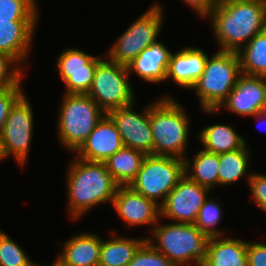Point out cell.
Segmentation results:
<instances>
[{"instance_id": "484cf974", "label": "cell", "mask_w": 266, "mask_h": 266, "mask_svg": "<svg viewBox=\"0 0 266 266\" xmlns=\"http://www.w3.org/2000/svg\"><path fill=\"white\" fill-rule=\"evenodd\" d=\"M146 156L141 151L123 146L110 156L105 164L119 186H129L136 178Z\"/></svg>"}, {"instance_id": "7402d4cb", "label": "cell", "mask_w": 266, "mask_h": 266, "mask_svg": "<svg viewBox=\"0 0 266 266\" xmlns=\"http://www.w3.org/2000/svg\"><path fill=\"white\" fill-rule=\"evenodd\" d=\"M109 237L102 238L98 266H128L146 237L122 236L111 230Z\"/></svg>"}, {"instance_id": "e575fe53", "label": "cell", "mask_w": 266, "mask_h": 266, "mask_svg": "<svg viewBox=\"0 0 266 266\" xmlns=\"http://www.w3.org/2000/svg\"><path fill=\"white\" fill-rule=\"evenodd\" d=\"M248 266H266V242L247 240Z\"/></svg>"}, {"instance_id": "9c48e42d", "label": "cell", "mask_w": 266, "mask_h": 266, "mask_svg": "<svg viewBox=\"0 0 266 266\" xmlns=\"http://www.w3.org/2000/svg\"><path fill=\"white\" fill-rule=\"evenodd\" d=\"M184 175V160L171 156L147 155L129 186L160 206Z\"/></svg>"}, {"instance_id": "d590c367", "label": "cell", "mask_w": 266, "mask_h": 266, "mask_svg": "<svg viewBox=\"0 0 266 266\" xmlns=\"http://www.w3.org/2000/svg\"><path fill=\"white\" fill-rule=\"evenodd\" d=\"M191 8L197 17L204 19L213 11L221 0H180Z\"/></svg>"}, {"instance_id": "7a4b0ae2", "label": "cell", "mask_w": 266, "mask_h": 266, "mask_svg": "<svg viewBox=\"0 0 266 266\" xmlns=\"http://www.w3.org/2000/svg\"><path fill=\"white\" fill-rule=\"evenodd\" d=\"M66 169L68 217L83 219L94 207L112 204L119 185L114 181L105 162H91L74 155Z\"/></svg>"}, {"instance_id": "9a60e30c", "label": "cell", "mask_w": 266, "mask_h": 266, "mask_svg": "<svg viewBox=\"0 0 266 266\" xmlns=\"http://www.w3.org/2000/svg\"><path fill=\"white\" fill-rule=\"evenodd\" d=\"M112 207L128 227H148V233L160 219V206L134 191L130 186H119Z\"/></svg>"}, {"instance_id": "ac0fdd59", "label": "cell", "mask_w": 266, "mask_h": 266, "mask_svg": "<svg viewBox=\"0 0 266 266\" xmlns=\"http://www.w3.org/2000/svg\"><path fill=\"white\" fill-rule=\"evenodd\" d=\"M208 54L204 49L187 45L171 53L166 80L172 79L177 87L190 91L202 75Z\"/></svg>"}, {"instance_id": "4dcf8cb0", "label": "cell", "mask_w": 266, "mask_h": 266, "mask_svg": "<svg viewBox=\"0 0 266 266\" xmlns=\"http://www.w3.org/2000/svg\"><path fill=\"white\" fill-rule=\"evenodd\" d=\"M26 73L12 57L0 52V89L18 85Z\"/></svg>"}, {"instance_id": "7c38bea8", "label": "cell", "mask_w": 266, "mask_h": 266, "mask_svg": "<svg viewBox=\"0 0 266 266\" xmlns=\"http://www.w3.org/2000/svg\"><path fill=\"white\" fill-rule=\"evenodd\" d=\"M211 191L184 175L160 205V218L194 224L198 212Z\"/></svg>"}, {"instance_id": "74e56055", "label": "cell", "mask_w": 266, "mask_h": 266, "mask_svg": "<svg viewBox=\"0 0 266 266\" xmlns=\"http://www.w3.org/2000/svg\"><path fill=\"white\" fill-rule=\"evenodd\" d=\"M7 155H6V152H5V149H4V146H3V143H2V139L0 137V162H3L4 159H7Z\"/></svg>"}, {"instance_id": "836d02e7", "label": "cell", "mask_w": 266, "mask_h": 266, "mask_svg": "<svg viewBox=\"0 0 266 266\" xmlns=\"http://www.w3.org/2000/svg\"><path fill=\"white\" fill-rule=\"evenodd\" d=\"M247 185L251 193L249 202L266 214V173L252 172Z\"/></svg>"}, {"instance_id": "44dd1931", "label": "cell", "mask_w": 266, "mask_h": 266, "mask_svg": "<svg viewBox=\"0 0 266 266\" xmlns=\"http://www.w3.org/2000/svg\"><path fill=\"white\" fill-rule=\"evenodd\" d=\"M202 266H248L247 240L227 235L211 237Z\"/></svg>"}, {"instance_id": "d6986e66", "label": "cell", "mask_w": 266, "mask_h": 266, "mask_svg": "<svg viewBox=\"0 0 266 266\" xmlns=\"http://www.w3.org/2000/svg\"><path fill=\"white\" fill-rule=\"evenodd\" d=\"M102 238L93 232L74 233L60 243L55 261L61 266H98Z\"/></svg>"}, {"instance_id": "5bb4252c", "label": "cell", "mask_w": 266, "mask_h": 266, "mask_svg": "<svg viewBox=\"0 0 266 266\" xmlns=\"http://www.w3.org/2000/svg\"><path fill=\"white\" fill-rule=\"evenodd\" d=\"M135 103L109 111L107 114L115 123L123 145L153 155V136L149 122V104L139 113Z\"/></svg>"}, {"instance_id": "83f0119b", "label": "cell", "mask_w": 266, "mask_h": 266, "mask_svg": "<svg viewBox=\"0 0 266 266\" xmlns=\"http://www.w3.org/2000/svg\"><path fill=\"white\" fill-rule=\"evenodd\" d=\"M210 195L201 206L194 225L206 236H226L225 229L219 228L223 219V205L218 197ZM219 200V201H217ZM222 205V206H221ZM218 227V228H217Z\"/></svg>"}, {"instance_id": "277c9868", "label": "cell", "mask_w": 266, "mask_h": 266, "mask_svg": "<svg viewBox=\"0 0 266 266\" xmlns=\"http://www.w3.org/2000/svg\"><path fill=\"white\" fill-rule=\"evenodd\" d=\"M162 223L163 219L160 218L146 241L175 266H202L207 260L211 237L206 236L194 224Z\"/></svg>"}, {"instance_id": "1f68e13d", "label": "cell", "mask_w": 266, "mask_h": 266, "mask_svg": "<svg viewBox=\"0 0 266 266\" xmlns=\"http://www.w3.org/2000/svg\"><path fill=\"white\" fill-rule=\"evenodd\" d=\"M128 266H175L147 241L138 249Z\"/></svg>"}, {"instance_id": "d4e9b609", "label": "cell", "mask_w": 266, "mask_h": 266, "mask_svg": "<svg viewBox=\"0 0 266 266\" xmlns=\"http://www.w3.org/2000/svg\"><path fill=\"white\" fill-rule=\"evenodd\" d=\"M193 156L184 158V173L192 181L208 188H219V154L208 152L203 148ZM213 189V190H212Z\"/></svg>"}, {"instance_id": "603a6c76", "label": "cell", "mask_w": 266, "mask_h": 266, "mask_svg": "<svg viewBox=\"0 0 266 266\" xmlns=\"http://www.w3.org/2000/svg\"><path fill=\"white\" fill-rule=\"evenodd\" d=\"M197 134L202 148L215 154L232 152L248 145L247 139L238 133L231 124L208 125L199 130Z\"/></svg>"}, {"instance_id": "8fae6325", "label": "cell", "mask_w": 266, "mask_h": 266, "mask_svg": "<svg viewBox=\"0 0 266 266\" xmlns=\"http://www.w3.org/2000/svg\"><path fill=\"white\" fill-rule=\"evenodd\" d=\"M102 55L88 54L75 46L61 51L55 66L59 79L65 84L64 93L87 94L93 83L96 66L106 56Z\"/></svg>"}, {"instance_id": "5b68a950", "label": "cell", "mask_w": 266, "mask_h": 266, "mask_svg": "<svg viewBox=\"0 0 266 266\" xmlns=\"http://www.w3.org/2000/svg\"><path fill=\"white\" fill-rule=\"evenodd\" d=\"M57 115L56 136L73 154L81 147L105 112L88 94H63Z\"/></svg>"}, {"instance_id": "52a82bcc", "label": "cell", "mask_w": 266, "mask_h": 266, "mask_svg": "<svg viewBox=\"0 0 266 266\" xmlns=\"http://www.w3.org/2000/svg\"><path fill=\"white\" fill-rule=\"evenodd\" d=\"M147 8L106 51L105 55L111 61L127 66L145 48L160 40L165 8L159 1H153Z\"/></svg>"}, {"instance_id": "8d00e7d4", "label": "cell", "mask_w": 266, "mask_h": 266, "mask_svg": "<svg viewBox=\"0 0 266 266\" xmlns=\"http://www.w3.org/2000/svg\"><path fill=\"white\" fill-rule=\"evenodd\" d=\"M251 118H254L256 120L258 126L261 124V122H262V124H263V122L265 123V121H266V108L264 110L260 111L259 113L255 114Z\"/></svg>"}, {"instance_id": "f546056e", "label": "cell", "mask_w": 266, "mask_h": 266, "mask_svg": "<svg viewBox=\"0 0 266 266\" xmlns=\"http://www.w3.org/2000/svg\"><path fill=\"white\" fill-rule=\"evenodd\" d=\"M9 234L0 229V266H38Z\"/></svg>"}, {"instance_id": "8992f818", "label": "cell", "mask_w": 266, "mask_h": 266, "mask_svg": "<svg viewBox=\"0 0 266 266\" xmlns=\"http://www.w3.org/2000/svg\"><path fill=\"white\" fill-rule=\"evenodd\" d=\"M216 51L212 56L208 55L202 75L190 88L195 91L200 110L217 109L242 74L237 52Z\"/></svg>"}, {"instance_id": "f1b7e54d", "label": "cell", "mask_w": 266, "mask_h": 266, "mask_svg": "<svg viewBox=\"0 0 266 266\" xmlns=\"http://www.w3.org/2000/svg\"><path fill=\"white\" fill-rule=\"evenodd\" d=\"M38 0H0V20L40 21Z\"/></svg>"}, {"instance_id": "cb8c5ba5", "label": "cell", "mask_w": 266, "mask_h": 266, "mask_svg": "<svg viewBox=\"0 0 266 266\" xmlns=\"http://www.w3.org/2000/svg\"><path fill=\"white\" fill-rule=\"evenodd\" d=\"M250 149L246 144L241 149L219 154V188L229 185L231 187L233 184L241 182L242 179L248 183L252 174L249 169L252 162Z\"/></svg>"}, {"instance_id": "ba28073f", "label": "cell", "mask_w": 266, "mask_h": 266, "mask_svg": "<svg viewBox=\"0 0 266 266\" xmlns=\"http://www.w3.org/2000/svg\"><path fill=\"white\" fill-rule=\"evenodd\" d=\"M128 68L105 56L96 66L91 89L87 93L107 114L116 108L136 102V93L129 81Z\"/></svg>"}, {"instance_id": "d6a6232c", "label": "cell", "mask_w": 266, "mask_h": 266, "mask_svg": "<svg viewBox=\"0 0 266 266\" xmlns=\"http://www.w3.org/2000/svg\"><path fill=\"white\" fill-rule=\"evenodd\" d=\"M23 80L16 86L0 89V137L11 108L25 94Z\"/></svg>"}, {"instance_id": "ffe728a7", "label": "cell", "mask_w": 266, "mask_h": 266, "mask_svg": "<svg viewBox=\"0 0 266 266\" xmlns=\"http://www.w3.org/2000/svg\"><path fill=\"white\" fill-rule=\"evenodd\" d=\"M172 52L165 42L152 43L127 65L129 75H137L147 83L165 82Z\"/></svg>"}, {"instance_id": "4316f807", "label": "cell", "mask_w": 266, "mask_h": 266, "mask_svg": "<svg viewBox=\"0 0 266 266\" xmlns=\"http://www.w3.org/2000/svg\"><path fill=\"white\" fill-rule=\"evenodd\" d=\"M238 55L243 74L266 77V30L255 35Z\"/></svg>"}, {"instance_id": "30bf717a", "label": "cell", "mask_w": 266, "mask_h": 266, "mask_svg": "<svg viewBox=\"0 0 266 266\" xmlns=\"http://www.w3.org/2000/svg\"><path fill=\"white\" fill-rule=\"evenodd\" d=\"M30 102L24 94L15 103L1 134L7 157H13L20 168L27 165L34 134L35 118Z\"/></svg>"}, {"instance_id": "6da1fadb", "label": "cell", "mask_w": 266, "mask_h": 266, "mask_svg": "<svg viewBox=\"0 0 266 266\" xmlns=\"http://www.w3.org/2000/svg\"><path fill=\"white\" fill-rule=\"evenodd\" d=\"M206 19L217 49L238 53L266 30V0H221Z\"/></svg>"}, {"instance_id": "f35d334b", "label": "cell", "mask_w": 266, "mask_h": 266, "mask_svg": "<svg viewBox=\"0 0 266 266\" xmlns=\"http://www.w3.org/2000/svg\"><path fill=\"white\" fill-rule=\"evenodd\" d=\"M38 266H46V265L38 263ZM49 266H61V265L54 260V262H52Z\"/></svg>"}, {"instance_id": "e0dca14e", "label": "cell", "mask_w": 266, "mask_h": 266, "mask_svg": "<svg viewBox=\"0 0 266 266\" xmlns=\"http://www.w3.org/2000/svg\"><path fill=\"white\" fill-rule=\"evenodd\" d=\"M123 146L115 123L105 113L74 155L86 161L105 162Z\"/></svg>"}, {"instance_id": "4fadbf2b", "label": "cell", "mask_w": 266, "mask_h": 266, "mask_svg": "<svg viewBox=\"0 0 266 266\" xmlns=\"http://www.w3.org/2000/svg\"><path fill=\"white\" fill-rule=\"evenodd\" d=\"M266 108V77L241 74L237 84L217 109H203L205 115L222 110L241 117H252ZM221 110V111H220Z\"/></svg>"}, {"instance_id": "2e32d148", "label": "cell", "mask_w": 266, "mask_h": 266, "mask_svg": "<svg viewBox=\"0 0 266 266\" xmlns=\"http://www.w3.org/2000/svg\"><path fill=\"white\" fill-rule=\"evenodd\" d=\"M38 23L0 20V52L12 57L25 71L32 54Z\"/></svg>"}, {"instance_id": "3957f363", "label": "cell", "mask_w": 266, "mask_h": 266, "mask_svg": "<svg viewBox=\"0 0 266 266\" xmlns=\"http://www.w3.org/2000/svg\"><path fill=\"white\" fill-rule=\"evenodd\" d=\"M169 94L149 103V122L153 136V155L184 160L190 138V115L181 102Z\"/></svg>"}]
</instances>
